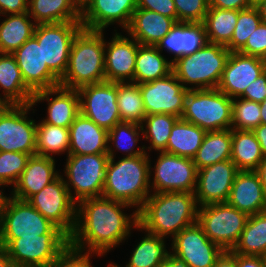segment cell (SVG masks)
<instances>
[{
  "mask_svg": "<svg viewBox=\"0 0 266 267\" xmlns=\"http://www.w3.org/2000/svg\"><path fill=\"white\" fill-rule=\"evenodd\" d=\"M129 204L99 196L80 201L76 209V225L69 245L82 252L104 256L130 236L138 225V212L127 215ZM88 248V250H87Z\"/></svg>",
  "mask_w": 266,
  "mask_h": 267,
  "instance_id": "1",
  "label": "cell"
},
{
  "mask_svg": "<svg viewBox=\"0 0 266 267\" xmlns=\"http://www.w3.org/2000/svg\"><path fill=\"white\" fill-rule=\"evenodd\" d=\"M198 208L191 192L152 193L138 211L135 229L173 239L181 230L197 223Z\"/></svg>",
  "mask_w": 266,
  "mask_h": 267,
  "instance_id": "2",
  "label": "cell"
},
{
  "mask_svg": "<svg viewBox=\"0 0 266 267\" xmlns=\"http://www.w3.org/2000/svg\"><path fill=\"white\" fill-rule=\"evenodd\" d=\"M107 154L110 159L102 196L135 206L138 212L151 194L150 178L153 170L149 154L124 156L115 162L116 154L112 145H108Z\"/></svg>",
  "mask_w": 266,
  "mask_h": 267,
  "instance_id": "3",
  "label": "cell"
},
{
  "mask_svg": "<svg viewBox=\"0 0 266 267\" xmlns=\"http://www.w3.org/2000/svg\"><path fill=\"white\" fill-rule=\"evenodd\" d=\"M105 41L103 31L83 28L74 38L68 67L59 86L78 90L105 82Z\"/></svg>",
  "mask_w": 266,
  "mask_h": 267,
  "instance_id": "4",
  "label": "cell"
},
{
  "mask_svg": "<svg viewBox=\"0 0 266 267\" xmlns=\"http://www.w3.org/2000/svg\"><path fill=\"white\" fill-rule=\"evenodd\" d=\"M229 55L224 45L207 42L198 51L173 61L172 73L186 89H216Z\"/></svg>",
  "mask_w": 266,
  "mask_h": 267,
  "instance_id": "5",
  "label": "cell"
},
{
  "mask_svg": "<svg viewBox=\"0 0 266 267\" xmlns=\"http://www.w3.org/2000/svg\"><path fill=\"white\" fill-rule=\"evenodd\" d=\"M181 119L206 132L231 129L232 98L217 88L191 89L186 94Z\"/></svg>",
  "mask_w": 266,
  "mask_h": 267,
  "instance_id": "6",
  "label": "cell"
},
{
  "mask_svg": "<svg viewBox=\"0 0 266 267\" xmlns=\"http://www.w3.org/2000/svg\"><path fill=\"white\" fill-rule=\"evenodd\" d=\"M67 157L64 176L68 180L65 179L64 182L71 199L78 204L84 199L102 196L106 167L110 159L108 154H68Z\"/></svg>",
  "mask_w": 266,
  "mask_h": 267,
  "instance_id": "7",
  "label": "cell"
},
{
  "mask_svg": "<svg viewBox=\"0 0 266 267\" xmlns=\"http://www.w3.org/2000/svg\"><path fill=\"white\" fill-rule=\"evenodd\" d=\"M69 246V237L54 226L38 237L14 239L6 248L15 267H50Z\"/></svg>",
  "mask_w": 266,
  "mask_h": 267,
  "instance_id": "8",
  "label": "cell"
},
{
  "mask_svg": "<svg viewBox=\"0 0 266 267\" xmlns=\"http://www.w3.org/2000/svg\"><path fill=\"white\" fill-rule=\"evenodd\" d=\"M249 215L225 203L198 208L197 223L205 235L223 251H231L245 228Z\"/></svg>",
  "mask_w": 266,
  "mask_h": 267,
  "instance_id": "9",
  "label": "cell"
},
{
  "mask_svg": "<svg viewBox=\"0 0 266 267\" xmlns=\"http://www.w3.org/2000/svg\"><path fill=\"white\" fill-rule=\"evenodd\" d=\"M54 226L28 201L9 196L0 211V247L17 238L47 234Z\"/></svg>",
  "mask_w": 266,
  "mask_h": 267,
  "instance_id": "10",
  "label": "cell"
},
{
  "mask_svg": "<svg viewBox=\"0 0 266 267\" xmlns=\"http://www.w3.org/2000/svg\"><path fill=\"white\" fill-rule=\"evenodd\" d=\"M32 104H4L0 109V151L36 154L37 122L27 115Z\"/></svg>",
  "mask_w": 266,
  "mask_h": 267,
  "instance_id": "11",
  "label": "cell"
},
{
  "mask_svg": "<svg viewBox=\"0 0 266 267\" xmlns=\"http://www.w3.org/2000/svg\"><path fill=\"white\" fill-rule=\"evenodd\" d=\"M82 29L81 22L36 25L33 37L42 46L43 62L59 79L67 70L72 43Z\"/></svg>",
  "mask_w": 266,
  "mask_h": 267,
  "instance_id": "12",
  "label": "cell"
},
{
  "mask_svg": "<svg viewBox=\"0 0 266 267\" xmlns=\"http://www.w3.org/2000/svg\"><path fill=\"white\" fill-rule=\"evenodd\" d=\"M28 202L68 237L73 234L77 204L71 199L61 174L33 195Z\"/></svg>",
  "mask_w": 266,
  "mask_h": 267,
  "instance_id": "13",
  "label": "cell"
},
{
  "mask_svg": "<svg viewBox=\"0 0 266 267\" xmlns=\"http://www.w3.org/2000/svg\"><path fill=\"white\" fill-rule=\"evenodd\" d=\"M154 165L151 192H195L197 167L194 160L167 152H160Z\"/></svg>",
  "mask_w": 266,
  "mask_h": 267,
  "instance_id": "14",
  "label": "cell"
},
{
  "mask_svg": "<svg viewBox=\"0 0 266 267\" xmlns=\"http://www.w3.org/2000/svg\"><path fill=\"white\" fill-rule=\"evenodd\" d=\"M171 256L187 267H214L223 250L195 223L181 230L172 240Z\"/></svg>",
  "mask_w": 266,
  "mask_h": 267,
  "instance_id": "15",
  "label": "cell"
},
{
  "mask_svg": "<svg viewBox=\"0 0 266 267\" xmlns=\"http://www.w3.org/2000/svg\"><path fill=\"white\" fill-rule=\"evenodd\" d=\"M80 113L97 126L112 129L121 122L117 104V83L102 82L78 89Z\"/></svg>",
  "mask_w": 266,
  "mask_h": 267,
  "instance_id": "16",
  "label": "cell"
},
{
  "mask_svg": "<svg viewBox=\"0 0 266 267\" xmlns=\"http://www.w3.org/2000/svg\"><path fill=\"white\" fill-rule=\"evenodd\" d=\"M139 88L146 115L163 113L182 117L189 89L184 88L173 73L161 79L139 84Z\"/></svg>",
  "mask_w": 266,
  "mask_h": 267,
  "instance_id": "17",
  "label": "cell"
},
{
  "mask_svg": "<svg viewBox=\"0 0 266 267\" xmlns=\"http://www.w3.org/2000/svg\"><path fill=\"white\" fill-rule=\"evenodd\" d=\"M238 172L239 169L231 160L198 170L194 192L198 206L227 202Z\"/></svg>",
  "mask_w": 266,
  "mask_h": 267,
  "instance_id": "18",
  "label": "cell"
},
{
  "mask_svg": "<svg viewBox=\"0 0 266 267\" xmlns=\"http://www.w3.org/2000/svg\"><path fill=\"white\" fill-rule=\"evenodd\" d=\"M136 9L137 0H90L81 10L80 22L87 30L104 31L115 23L126 30Z\"/></svg>",
  "mask_w": 266,
  "mask_h": 267,
  "instance_id": "19",
  "label": "cell"
},
{
  "mask_svg": "<svg viewBox=\"0 0 266 267\" xmlns=\"http://www.w3.org/2000/svg\"><path fill=\"white\" fill-rule=\"evenodd\" d=\"M264 59L230 52L218 90L230 98H238L265 71Z\"/></svg>",
  "mask_w": 266,
  "mask_h": 267,
  "instance_id": "20",
  "label": "cell"
},
{
  "mask_svg": "<svg viewBox=\"0 0 266 267\" xmlns=\"http://www.w3.org/2000/svg\"><path fill=\"white\" fill-rule=\"evenodd\" d=\"M25 84L35 93L59 86L60 79L43 62L42 46L32 37L12 54Z\"/></svg>",
  "mask_w": 266,
  "mask_h": 267,
  "instance_id": "21",
  "label": "cell"
},
{
  "mask_svg": "<svg viewBox=\"0 0 266 267\" xmlns=\"http://www.w3.org/2000/svg\"><path fill=\"white\" fill-rule=\"evenodd\" d=\"M110 42H105V81L134 83L136 55L140 44L120 33H115Z\"/></svg>",
  "mask_w": 266,
  "mask_h": 267,
  "instance_id": "22",
  "label": "cell"
},
{
  "mask_svg": "<svg viewBox=\"0 0 266 267\" xmlns=\"http://www.w3.org/2000/svg\"><path fill=\"white\" fill-rule=\"evenodd\" d=\"M54 98H51L52 96ZM51 98V99H50ZM47 101V116L42 121L51 125L69 128L75 118L80 114V98L78 90L67 89L61 86L43 89L35 92L32 105L40 101Z\"/></svg>",
  "mask_w": 266,
  "mask_h": 267,
  "instance_id": "23",
  "label": "cell"
},
{
  "mask_svg": "<svg viewBox=\"0 0 266 267\" xmlns=\"http://www.w3.org/2000/svg\"><path fill=\"white\" fill-rule=\"evenodd\" d=\"M55 167L54 158L37 154L30 156L24 171L13 186L11 196L28 201L60 175Z\"/></svg>",
  "mask_w": 266,
  "mask_h": 267,
  "instance_id": "24",
  "label": "cell"
},
{
  "mask_svg": "<svg viewBox=\"0 0 266 267\" xmlns=\"http://www.w3.org/2000/svg\"><path fill=\"white\" fill-rule=\"evenodd\" d=\"M227 203L248 215L266 211V195L255 171H239Z\"/></svg>",
  "mask_w": 266,
  "mask_h": 267,
  "instance_id": "25",
  "label": "cell"
},
{
  "mask_svg": "<svg viewBox=\"0 0 266 267\" xmlns=\"http://www.w3.org/2000/svg\"><path fill=\"white\" fill-rule=\"evenodd\" d=\"M70 143L68 154H102L108 152V130L97 126L81 113L69 127Z\"/></svg>",
  "mask_w": 266,
  "mask_h": 267,
  "instance_id": "26",
  "label": "cell"
},
{
  "mask_svg": "<svg viewBox=\"0 0 266 267\" xmlns=\"http://www.w3.org/2000/svg\"><path fill=\"white\" fill-rule=\"evenodd\" d=\"M208 42L203 23L178 22L156 47L174 55L170 61L198 51Z\"/></svg>",
  "mask_w": 266,
  "mask_h": 267,
  "instance_id": "27",
  "label": "cell"
},
{
  "mask_svg": "<svg viewBox=\"0 0 266 267\" xmlns=\"http://www.w3.org/2000/svg\"><path fill=\"white\" fill-rule=\"evenodd\" d=\"M177 22L157 12L137 8L133 12L130 25L126 29L130 38L140 45L156 46Z\"/></svg>",
  "mask_w": 266,
  "mask_h": 267,
  "instance_id": "28",
  "label": "cell"
},
{
  "mask_svg": "<svg viewBox=\"0 0 266 267\" xmlns=\"http://www.w3.org/2000/svg\"><path fill=\"white\" fill-rule=\"evenodd\" d=\"M0 89L4 104H31L34 92L25 84L12 54L0 53Z\"/></svg>",
  "mask_w": 266,
  "mask_h": 267,
  "instance_id": "29",
  "label": "cell"
},
{
  "mask_svg": "<svg viewBox=\"0 0 266 267\" xmlns=\"http://www.w3.org/2000/svg\"><path fill=\"white\" fill-rule=\"evenodd\" d=\"M28 13L36 24L81 21V9L73 0H29Z\"/></svg>",
  "mask_w": 266,
  "mask_h": 267,
  "instance_id": "30",
  "label": "cell"
},
{
  "mask_svg": "<svg viewBox=\"0 0 266 267\" xmlns=\"http://www.w3.org/2000/svg\"><path fill=\"white\" fill-rule=\"evenodd\" d=\"M4 16L0 24V53L13 54L34 36L37 24L30 21L28 12Z\"/></svg>",
  "mask_w": 266,
  "mask_h": 267,
  "instance_id": "31",
  "label": "cell"
},
{
  "mask_svg": "<svg viewBox=\"0 0 266 267\" xmlns=\"http://www.w3.org/2000/svg\"><path fill=\"white\" fill-rule=\"evenodd\" d=\"M152 45H140L136 55L134 83L142 84L164 78L172 73V62Z\"/></svg>",
  "mask_w": 266,
  "mask_h": 267,
  "instance_id": "32",
  "label": "cell"
},
{
  "mask_svg": "<svg viewBox=\"0 0 266 267\" xmlns=\"http://www.w3.org/2000/svg\"><path fill=\"white\" fill-rule=\"evenodd\" d=\"M206 133L205 130L197 125L179 118L171 129L167 147L164 152L193 159Z\"/></svg>",
  "mask_w": 266,
  "mask_h": 267,
  "instance_id": "33",
  "label": "cell"
},
{
  "mask_svg": "<svg viewBox=\"0 0 266 267\" xmlns=\"http://www.w3.org/2000/svg\"><path fill=\"white\" fill-rule=\"evenodd\" d=\"M263 157L253 131L232 129L231 161L239 171H255Z\"/></svg>",
  "mask_w": 266,
  "mask_h": 267,
  "instance_id": "34",
  "label": "cell"
},
{
  "mask_svg": "<svg viewBox=\"0 0 266 267\" xmlns=\"http://www.w3.org/2000/svg\"><path fill=\"white\" fill-rule=\"evenodd\" d=\"M232 129L207 132L196 156L197 170L217 162L231 160Z\"/></svg>",
  "mask_w": 266,
  "mask_h": 267,
  "instance_id": "35",
  "label": "cell"
},
{
  "mask_svg": "<svg viewBox=\"0 0 266 267\" xmlns=\"http://www.w3.org/2000/svg\"><path fill=\"white\" fill-rule=\"evenodd\" d=\"M231 251L244 256H266V211L249 215L245 228Z\"/></svg>",
  "mask_w": 266,
  "mask_h": 267,
  "instance_id": "36",
  "label": "cell"
},
{
  "mask_svg": "<svg viewBox=\"0 0 266 267\" xmlns=\"http://www.w3.org/2000/svg\"><path fill=\"white\" fill-rule=\"evenodd\" d=\"M145 232V237H142V240L133 248V253L125 267H159L171 255V252L166 249L164 240L166 238ZM112 265L120 267L115 263Z\"/></svg>",
  "mask_w": 266,
  "mask_h": 267,
  "instance_id": "37",
  "label": "cell"
},
{
  "mask_svg": "<svg viewBox=\"0 0 266 267\" xmlns=\"http://www.w3.org/2000/svg\"><path fill=\"white\" fill-rule=\"evenodd\" d=\"M237 18V10L209 7L203 21L208 42L226 46L233 36Z\"/></svg>",
  "mask_w": 266,
  "mask_h": 267,
  "instance_id": "38",
  "label": "cell"
},
{
  "mask_svg": "<svg viewBox=\"0 0 266 267\" xmlns=\"http://www.w3.org/2000/svg\"><path fill=\"white\" fill-rule=\"evenodd\" d=\"M70 131L69 128L59 127L44 123H37L36 154L54 158L52 154L69 152Z\"/></svg>",
  "mask_w": 266,
  "mask_h": 267,
  "instance_id": "39",
  "label": "cell"
},
{
  "mask_svg": "<svg viewBox=\"0 0 266 267\" xmlns=\"http://www.w3.org/2000/svg\"><path fill=\"white\" fill-rule=\"evenodd\" d=\"M117 104L121 122L142 124L146 113L139 84L117 83Z\"/></svg>",
  "mask_w": 266,
  "mask_h": 267,
  "instance_id": "40",
  "label": "cell"
},
{
  "mask_svg": "<svg viewBox=\"0 0 266 267\" xmlns=\"http://www.w3.org/2000/svg\"><path fill=\"white\" fill-rule=\"evenodd\" d=\"M178 119L179 117L177 116L163 113L145 116L141 124L142 138L148 142L150 141L149 151L151 149L159 152L166 150L171 129Z\"/></svg>",
  "mask_w": 266,
  "mask_h": 267,
  "instance_id": "41",
  "label": "cell"
},
{
  "mask_svg": "<svg viewBox=\"0 0 266 267\" xmlns=\"http://www.w3.org/2000/svg\"><path fill=\"white\" fill-rule=\"evenodd\" d=\"M140 133H143L141 124L120 122L108 131V144L114 145L115 150L125 152L126 157L143 155L147 151L146 146L135 149L136 144L140 141Z\"/></svg>",
  "mask_w": 266,
  "mask_h": 267,
  "instance_id": "42",
  "label": "cell"
},
{
  "mask_svg": "<svg viewBox=\"0 0 266 267\" xmlns=\"http://www.w3.org/2000/svg\"><path fill=\"white\" fill-rule=\"evenodd\" d=\"M261 22L260 12L256 6L239 10L233 36L225 47L230 52H239Z\"/></svg>",
  "mask_w": 266,
  "mask_h": 267,
  "instance_id": "43",
  "label": "cell"
},
{
  "mask_svg": "<svg viewBox=\"0 0 266 267\" xmlns=\"http://www.w3.org/2000/svg\"><path fill=\"white\" fill-rule=\"evenodd\" d=\"M260 124V103L240 97L232 99L231 129L253 131Z\"/></svg>",
  "mask_w": 266,
  "mask_h": 267,
  "instance_id": "44",
  "label": "cell"
},
{
  "mask_svg": "<svg viewBox=\"0 0 266 267\" xmlns=\"http://www.w3.org/2000/svg\"><path fill=\"white\" fill-rule=\"evenodd\" d=\"M30 155L21 152L0 151V183L15 185L24 171Z\"/></svg>",
  "mask_w": 266,
  "mask_h": 267,
  "instance_id": "45",
  "label": "cell"
},
{
  "mask_svg": "<svg viewBox=\"0 0 266 267\" xmlns=\"http://www.w3.org/2000/svg\"><path fill=\"white\" fill-rule=\"evenodd\" d=\"M178 22L203 23L209 8V0H173Z\"/></svg>",
  "mask_w": 266,
  "mask_h": 267,
  "instance_id": "46",
  "label": "cell"
},
{
  "mask_svg": "<svg viewBox=\"0 0 266 267\" xmlns=\"http://www.w3.org/2000/svg\"><path fill=\"white\" fill-rule=\"evenodd\" d=\"M91 254L96 253L82 252L69 245L50 267H93Z\"/></svg>",
  "mask_w": 266,
  "mask_h": 267,
  "instance_id": "47",
  "label": "cell"
},
{
  "mask_svg": "<svg viewBox=\"0 0 266 267\" xmlns=\"http://www.w3.org/2000/svg\"><path fill=\"white\" fill-rule=\"evenodd\" d=\"M239 53L249 56H256L264 59L266 57V24L261 22L250 34L245 46Z\"/></svg>",
  "mask_w": 266,
  "mask_h": 267,
  "instance_id": "48",
  "label": "cell"
},
{
  "mask_svg": "<svg viewBox=\"0 0 266 267\" xmlns=\"http://www.w3.org/2000/svg\"><path fill=\"white\" fill-rule=\"evenodd\" d=\"M137 8L157 12L178 23L176 6L173 0H137Z\"/></svg>",
  "mask_w": 266,
  "mask_h": 267,
  "instance_id": "49",
  "label": "cell"
},
{
  "mask_svg": "<svg viewBox=\"0 0 266 267\" xmlns=\"http://www.w3.org/2000/svg\"><path fill=\"white\" fill-rule=\"evenodd\" d=\"M239 97L261 103L266 98V70Z\"/></svg>",
  "mask_w": 266,
  "mask_h": 267,
  "instance_id": "50",
  "label": "cell"
},
{
  "mask_svg": "<svg viewBox=\"0 0 266 267\" xmlns=\"http://www.w3.org/2000/svg\"><path fill=\"white\" fill-rule=\"evenodd\" d=\"M255 6L253 0H209V7L224 10H244Z\"/></svg>",
  "mask_w": 266,
  "mask_h": 267,
  "instance_id": "51",
  "label": "cell"
},
{
  "mask_svg": "<svg viewBox=\"0 0 266 267\" xmlns=\"http://www.w3.org/2000/svg\"><path fill=\"white\" fill-rule=\"evenodd\" d=\"M28 1L29 0H0V15L28 12Z\"/></svg>",
  "mask_w": 266,
  "mask_h": 267,
  "instance_id": "52",
  "label": "cell"
},
{
  "mask_svg": "<svg viewBox=\"0 0 266 267\" xmlns=\"http://www.w3.org/2000/svg\"><path fill=\"white\" fill-rule=\"evenodd\" d=\"M237 267H266L264 257L237 254Z\"/></svg>",
  "mask_w": 266,
  "mask_h": 267,
  "instance_id": "53",
  "label": "cell"
},
{
  "mask_svg": "<svg viewBox=\"0 0 266 267\" xmlns=\"http://www.w3.org/2000/svg\"><path fill=\"white\" fill-rule=\"evenodd\" d=\"M214 267H237V253L223 251L217 258Z\"/></svg>",
  "mask_w": 266,
  "mask_h": 267,
  "instance_id": "54",
  "label": "cell"
},
{
  "mask_svg": "<svg viewBox=\"0 0 266 267\" xmlns=\"http://www.w3.org/2000/svg\"><path fill=\"white\" fill-rule=\"evenodd\" d=\"M253 132L260 144L263 155L266 156V124H260Z\"/></svg>",
  "mask_w": 266,
  "mask_h": 267,
  "instance_id": "55",
  "label": "cell"
},
{
  "mask_svg": "<svg viewBox=\"0 0 266 267\" xmlns=\"http://www.w3.org/2000/svg\"><path fill=\"white\" fill-rule=\"evenodd\" d=\"M255 172L259 176L260 182L263 186L264 193L266 195V156L263 157L262 161L260 162Z\"/></svg>",
  "mask_w": 266,
  "mask_h": 267,
  "instance_id": "56",
  "label": "cell"
},
{
  "mask_svg": "<svg viewBox=\"0 0 266 267\" xmlns=\"http://www.w3.org/2000/svg\"><path fill=\"white\" fill-rule=\"evenodd\" d=\"M0 267H15L5 248L0 247Z\"/></svg>",
  "mask_w": 266,
  "mask_h": 267,
  "instance_id": "57",
  "label": "cell"
},
{
  "mask_svg": "<svg viewBox=\"0 0 266 267\" xmlns=\"http://www.w3.org/2000/svg\"><path fill=\"white\" fill-rule=\"evenodd\" d=\"M159 267H187L171 255L161 263Z\"/></svg>",
  "mask_w": 266,
  "mask_h": 267,
  "instance_id": "58",
  "label": "cell"
},
{
  "mask_svg": "<svg viewBox=\"0 0 266 267\" xmlns=\"http://www.w3.org/2000/svg\"><path fill=\"white\" fill-rule=\"evenodd\" d=\"M255 6L260 12L261 21L266 24V0L258 1Z\"/></svg>",
  "mask_w": 266,
  "mask_h": 267,
  "instance_id": "59",
  "label": "cell"
},
{
  "mask_svg": "<svg viewBox=\"0 0 266 267\" xmlns=\"http://www.w3.org/2000/svg\"><path fill=\"white\" fill-rule=\"evenodd\" d=\"M261 124H266V98L260 103Z\"/></svg>",
  "mask_w": 266,
  "mask_h": 267,
  "instance_id": "60",
  "label": "cell"
},
{
  "mask_svg": "<svg viewBox=\"0 0 266 267\" xmlns=\"http://www.w3.org/2000/svg\"><path fill=\"white\" fill-rule=\"evenodd\" d=\"M3 186L1 183H0V187ZM7 199V196H5L3 190L1 191L0 190V211L2 210L3 206H4V203Z\"/></svg>",
  "mask_w": 266,
  "mask_h": 267,
  "instance_id": "61",
  "label": "cell"
},
{
  "mask_svg": "<svg viewBox=\"0 0 266 267\" xmlns=\"http://www.w3.org/2000/svg\"><path fill=\"white\" fill-rule=\"evenodd\" d=\"M90 0H73V2L82 10L84 6L89 2Z\"/></svg>",
  "mask_w": 266,
  "mask_h": 267,
  "instance_id": "62",
  "label": "cell"
},
{
  "mask_svg": "<svg viewBox=\"0 0 266 267\" xmlns=\"http://www.w3.org/2000/svg\"><path fill=\"white\" fill-rule=\"evenodd\" d=\"M4 106V103L1 101V96H0V109Z\"/></svg>",
  "mask_w": 266,
  "mask_h": 267,
  "instance_id": "63",
  "label": "cell"
},
{
  "mask_svg": "<svg viewBox=\"0 0 266 267\" xmlns=\"http://www.w3.org/2000/svg\"><path fill=\"white\" fill-rule=\"evenodd\" d=\"M258 1H260V0H253L254 4H256Z\"/></svg>",
  "mask_w": 266,
  "mask_h": 267,
  "instance_id": "64",
  "label": "cell"
},
{
  "mask_svg": "<svg viewBox=\"0 0 266 267\" xmlns=\"http://www.w3.org/2000/svg\"><path fill=\"white\" fill-rule=\"evenodd\" d=\"M108 267H114V266H113L112 263L110 262V264L108 265Z\"/></svg>",
  "mask_w": 266,
  "mask_h": 267,
  "instance_id": "65",
  "label": "cell"
},
{
  "mask_svg": "<svg viewBox=\"0 0 266 267\" xmlns=\"http://www.w3.org/2000/svg\"><path fill=\"white\" fill-rule=\"evenodd\" d=\"M264 62H265V69H266V57L264 58Z\"/></svg>",
  "mask_w": 266,
  "mask_h": 267,
  "instance_id": "66",
  "label": "cell"
}]
</instances>
